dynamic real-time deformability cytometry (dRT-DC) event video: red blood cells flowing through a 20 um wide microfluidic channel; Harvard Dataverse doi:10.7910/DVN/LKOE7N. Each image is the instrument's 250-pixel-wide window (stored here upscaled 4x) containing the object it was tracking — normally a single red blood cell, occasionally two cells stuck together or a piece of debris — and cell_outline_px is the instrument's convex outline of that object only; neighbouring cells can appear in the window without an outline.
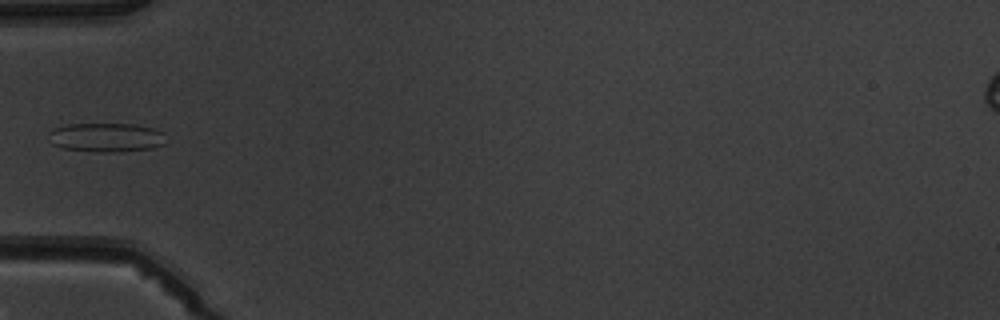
{"species": "common noctule bat (a hibernating species)", "species_latin": "Nyctalus noctula", "temperature_condition": "warm", "stored_images_in_passage": 4, "camera_frame_rate_fps": 3000, "um_per_image_px": 0.085, "animal": {"sex": "male", "body_mass_g": 19.5, "forearm_length_mm": 54.6}, "frame": {"image": 1, "passage_image": 4, "time_ms": 4.333, "image_size_px": [1000, 320], "cell_outline_px": [[164, 144], [152, 148], [120, 152], [100, 152], [60, 148], [52, 144], [48, 132], [52, 128], [68, 124], [136, 124], [152, 128], [160, 132]], "centroid_in_image_um": [8.95, 11.68], "position_along_channel_um": 76.0, "area_um2": 19.77}}